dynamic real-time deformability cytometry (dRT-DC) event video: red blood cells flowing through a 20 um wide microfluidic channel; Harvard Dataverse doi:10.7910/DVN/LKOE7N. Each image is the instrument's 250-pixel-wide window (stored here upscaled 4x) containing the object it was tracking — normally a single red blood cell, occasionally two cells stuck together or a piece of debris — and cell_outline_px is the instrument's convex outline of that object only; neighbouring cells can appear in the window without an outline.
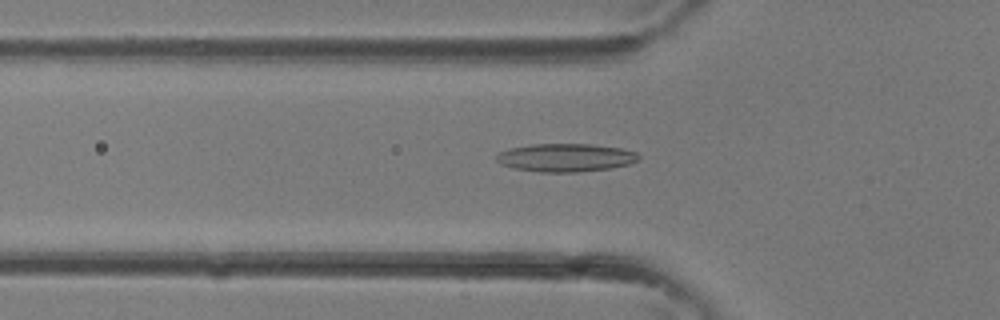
{"species": "common noctule bat (a hibernating species)", "species_latin": "Nyctalus noctula", "temperature_condition": "room temperature", "stored_images_in_passage": 32, "camera_frame_rate_fps": 3000, "um_per_image_px": 0.085, "animal": {"sex": "female"}, "frame": {"image": 1, "passage_image": 8, "time_ms": 2.333, "image_size_px": [1000, 320], "cell_outline_px": [[640, 156], [636, 160], [628, 164], [612, 168], [576, 172], [540, 172], [512, 168], [500, 164], [496, 160], [496, 156], [500, 152], [512, 148], [532, 144], [592, 144], [620, 148], [636, 152]], "centroid_in_image_um": [48.06, 13.4], "position_along_channel_um": 77.7, "area_um2": 23.24}}
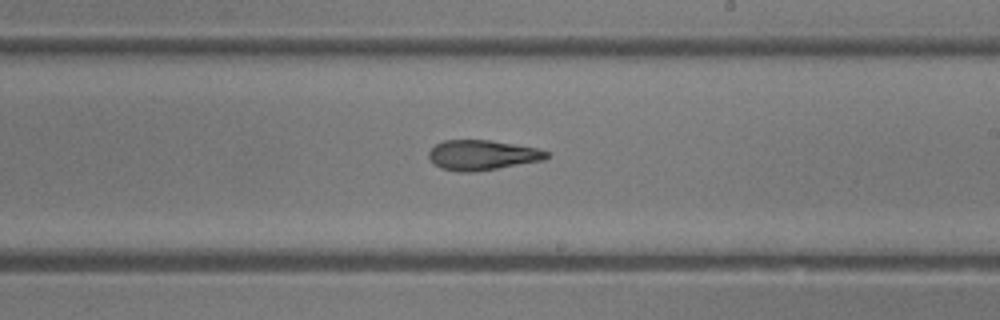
{"frame": {"image": 2, "passage_image": 17, "time_ms": 5.333, "image_size_px": [1000, 320], "cell_outline_px": [[552, 152], [544, 160], [476, 172], [456, 172], [440, 168], [428, 156], [428, 152], [436, 144], [444, 140], [488, 140], [536, 148]], "centroid_in_image_um": [41.0, 13.19], "position_along_channel_um": 248.0, "area_um2": 20.58}}
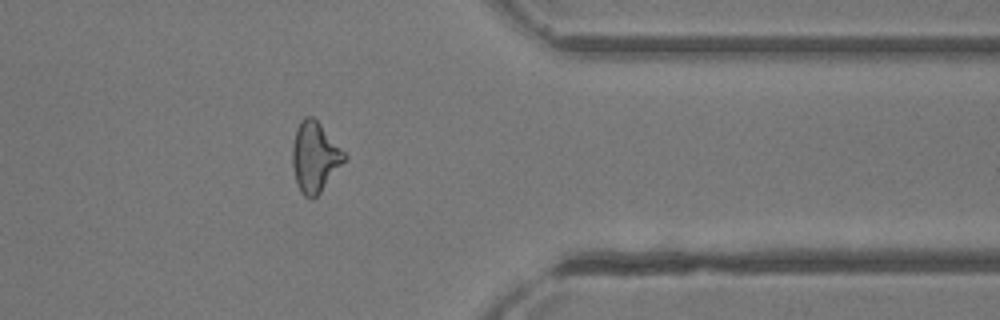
{"frame": {"image": 3, "passage_image": 25, "time_ms": 8.0, "image_size_px": [1000, 320], "cell_outline_px": [[348, 156], [320, 192], [312, 200], [304, 196], [300, 192], [296, 184], [292, 164], [292, 148], [296, 128], [300, 120], [304, 116], [312, 116], [320, 124]], "centroid_in_image_um": [26.73, 13.35], "position_along_channel_um": 384.7, "area_um2": 21.1}}